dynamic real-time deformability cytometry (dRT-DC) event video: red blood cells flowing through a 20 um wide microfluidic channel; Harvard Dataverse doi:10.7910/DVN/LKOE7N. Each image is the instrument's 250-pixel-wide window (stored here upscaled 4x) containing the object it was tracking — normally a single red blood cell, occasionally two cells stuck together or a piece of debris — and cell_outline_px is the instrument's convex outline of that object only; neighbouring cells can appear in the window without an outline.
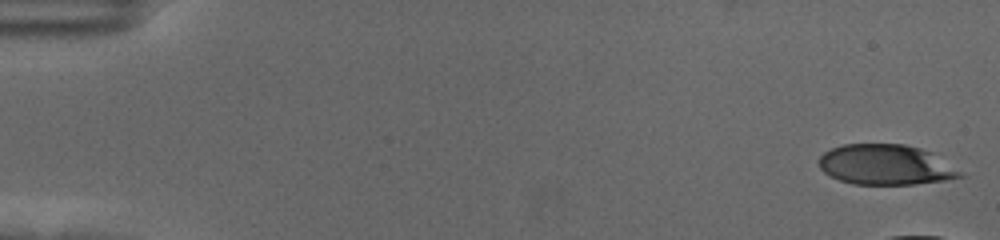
{"species": "human", "species_latin": "Homo sapiens", "temperature_condition": "cold", "stored_images_in_passage": 16, "camera_frame_rate_fps": 3000, "um_per_image_px": 0.085, "donor": {"sex": "female"}, "frame": {"image": 1, "passage_image": 1, "time_ms": 0.0, "image_size_px": [1000, 240], "cell_outline_px": [[964, 176], [944, 180], [916, 184], [852, 184], [840, 180], [824, 172], [820, 168], [820, 156], [824, 152], [832, 148], [844, 144], [904, 144], [920, 148], [928, 152], [960, 172]], "centroid_in_image_um": [75.21, 14.0], "position_along_channel_um": 9.8, "area_um2": 32.43}}
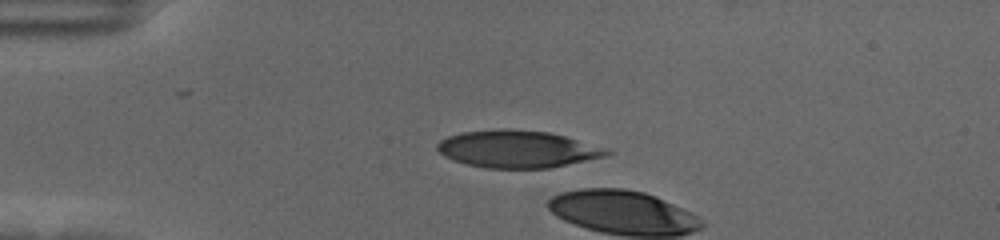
{"frame": {"image": 2, "passage_image": 14, "time_ms": 4.333, "image_size_px": [1000, 240], "cell_outline_px": [[612, 152], [604, 156], [552, 168], [484, 168], [452, 160], [444, 156], [436, 148], [436, 144], [440, 140], [448, 136], [460, 132], [504, 128], [508, 128], [548, 132], [612, 148]], "centroid_in_image_um": [44.0, 12.66], "position_along_channel_um": 41.0, "area_um2": 37.11}}